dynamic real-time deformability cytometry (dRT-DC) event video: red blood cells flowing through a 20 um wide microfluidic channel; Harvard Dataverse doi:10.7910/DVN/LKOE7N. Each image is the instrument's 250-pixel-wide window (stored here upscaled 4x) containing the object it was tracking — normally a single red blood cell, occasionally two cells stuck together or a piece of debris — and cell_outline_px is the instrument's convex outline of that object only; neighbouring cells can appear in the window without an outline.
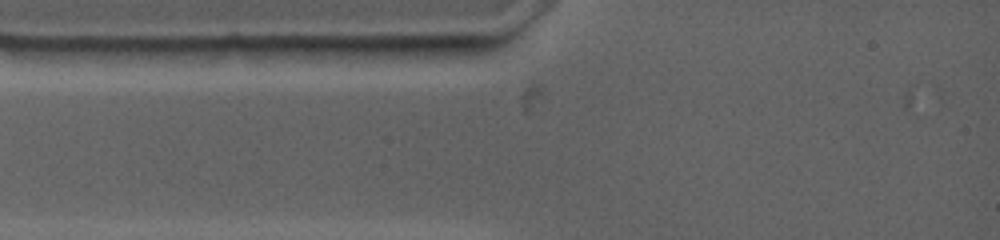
{"species": "common noctule bat (a hibernating species)", "species_latin": "Nyctalus noctula", "temperature_condition": "warm", "stored_images_in_passage": 1, "camera_frame_rate_fps": 4500, "um_per_image_px": 0.085, "animal": {"sex": "female", "body_mass_g": 19.0, "forearm_length_mm": 53.3}, "frame": {"image": 1, "passage_image": 1, "time_ms": 0.0, "image_size_px": [1000, 240], "cell_outline_px": [[444, 48], [428, 56], [304, 56], [296, 48], [300, 44], [444, 44]], "centroid_in_image_um": [31.37, 4.24], "position_along_channel_um": 53.6, "area_um2": 12.08}}